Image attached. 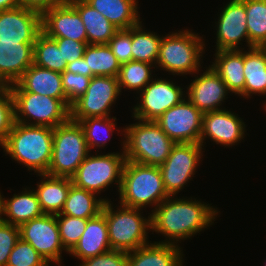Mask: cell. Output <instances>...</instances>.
<instances>
[{
    "mask_svg": "<svg viewBox=\"0 0 266 266\" xmlns=\"http://www.w3.org/2000/svg\"><path fill=\"white\" fill-rule=\"evenodd\" d=\"M220 210L196 198L168 196L150 214L151 230L165 236L157 243L178 245L214 223ZM178 243V244H177Z\"/></svg>",
    "mask_w": 266,
    "mask_h": 266,
    "instance_id": "cell-1",
    "label": "cell"
},
{
    "mask_svg": "<svg viewBox=\"0 0 266 266\" xmlns=\"http://www.w3.org/2000/svg\"><path fill=\"white\" fill-rule=\"evenodd\" d=\"M53 128L15 122L2 148L27 170L47 174L52 158Z\"/></svg>",
    "mask_w": 266,
    "mask_h": 266,
    "instance_id": "cell-2",
    "label": "cell"
},
{
    "mask_svg": "<svg viewBox=\"0 0 266 266\" xmlns=\"http://www.w3.org/2000/svg\"><path fill=\"white\" fill-rule=\"evenodd\" d=\"M168 196L159 166L125 161L119 204L138 209L152 206V212Z\"/></svg>",
    "mask_w": 266,
    "mask_h": 266,
    "instance_id": "cell-3",
    "label": "cell"
},
{
    "mask_svg": "<svg viewBox=\"0 0 266 266\" xmlns=\"http://www.w3.org/2000/svg\"><path fill=\"white\" fill-rule=\"evenodd\" d=\"M203 40L199 33L188 29L162 35L156 69L161 68L169 75L196 74L202 68L201 58L205 54L206 46Z\"/></svg>",
    "mask_w": 266,
    "mask_h": 266,
    "instance_id": "cell-4",
    "label": "cell"
},
{
    "mask_svg": "<svg viewBox=\"0 0 266 266\" xmlns=\"http://www.w3.org/2000/svg\"><path fill=\"white\" fill-rule=\"evenodd\" d=\"M126 125L121 130L126 161L160 166L176 144L155 121H142ZM122 132H124L122 134Z\"/></svg>",
    "mask_w": 266,
    "mask_h": 266,
    "instance_id": "cell-5",
    "label": "cell"
},
{
    "mask_svg": "<svg viewBox=\"0 0 266 266\" xmlns=\"http://www.w3.org/2000/svg\"><path fill=\"white\" fill-rule=\"evenodd\" d=\"M112 201L105 202L102 213L106 217L111 250L123 252L134 251L148 241L151 232V215L143 216V209L130 208L120 204L117 210Z\"/></svg>",
    "mask_w": 266,
    "mask_h": 266,
    "instance_id": "cell-6",
    "label": "cell"
},
{
    "mask_svg": "<svg viewBox=\"0 0 266 266\" xmlns=\"http://www.w3.org/2000/svg\"><path fill=\"white\" fill-rule=\"evenodd\" d=\"M89 153L81 125L69 118L53 128L52 158L47 174L71 178Z\"/></svg>",
    "mask_w": 266,
    "mask_h": 266,
    "instance_id": "cell-7",
    "label": "cell"
},
{
    "mask_svg": "<svg viewBox=\"0 0 266 266\" xmlns=\"http://www.w3.org/2000/svg\"><path fill=\"white\" fill-rule=\"evenodd\" d=\"M121 144V153L98 154V150H96L97 155H93L90 152L71 177L73 184L100 196L101 191H106L114 183L113 185H117V191L119 192L122 171L126 161L123 140Z\"/></svg>",
    "mask_w": 266,
    "mask_h": 266,
    "instance_id": "cell-8",
    "label": "cell"
},
{
    "mask_svg": "<svg viewBox=\"0 0 266 266\" xmlns=\"http://www.w3.org/2000/svg\"><path fill=\"white\" fill-rule=\"evenodd\" d=\"M12 95L15 122L55 128L70 118V106L66 99L32 92H12Z\"/></svg>",
    "mask_w": 266,
    "mask_h": 266,
    "instance_id": "cell-9",
    "label": "cell"
},
{
    "mask_svg": "<svg viewBox=\"0 0 266 266\" xmlns=\"http://www.w3.org/2000/svg\"><path fill=\"white\" fill-rule=\"evenodd\" d=\"M204 149L200 143H176L173 146L170 155L159 166L164 187L170 196H176L195 177Z\"/></svg>",
    "mask_w": 266,
    "mask_h": 266,
    "instance_id": "cell-10",
    "label": "cell"
},
{
    "mask_svg": "<svg viewBox=\"0 0 266 266\" xmlns=\"http://www.w3.org/2000/svg\"><path fill=\"white\" fill-rule=\"evenodd\" d=\"M120 95L117 77L93 76L86 92L71 104L70 119L79 122L90 117H109Z\"/></svg>",
    "mask_w": 266,
    "mask_h": 266,
    "instance_id": "cell-11",
    "label": "cell"
},
{
    "mask_svg": "<svg viewBox=\"0 0 266 266\" xmlns=\"http://www.w3.org/2000/svg\"><path fill=\"white\" fill-rule=\"evenodd\" d=\"M155 78L150 81L140 92L136 105L132 107L131 117L142 121H155L165 111L179 104L186 92L170 79Z\"/></svg>",
    "mask_w": 266,
    "mask_h": 266,
    "instance_id": "cell-12",
    "label": "cell"
},
{
    "mask_svg": "<svg viewBox=\"0 0 266 266\" xmlns=\"http://www.w3.org/2000/svg\"><path fill=\"white\" fill-rule=\"evenodd\" d=\"M19 229L20 238L29 243L49 265L53 262L61 266L62 253L66 250L61 241L56 215L43 214L22 224Z\"/></svg>",
    "mask_w": 266,
    "mask_h": 266,
    "instance_id": "cell-13",
    "label": "cell"
},
{
    "mask_svg": "<svg viewBox=\"0 0 266 266\" xmlns=\"http://www.w3.org/2000/svg\"><path fill=\"white\" fill-rule=\"evenodd\" d=\"M155 122L175 143H199L203 113L185 97L165 111Z\"/></svg>",
    "mask_w": 266,
    "mask_h": 266,
    "instance_id": "cell-14",
    "label": "cell"
},
{
    "mask_svg": "<svg viewBox=\"0 0 266 266\" xmlns=\"http://www.w3.org/2000/svg\"><path fill=\"white\" fill-rule=\"evenodd\" d=\"M215 22L216 50H244L242 42L249 49V33L246 23L245 0H230ZM245 40V41H243ZM239 45V46H238Z\"/></svg>",
    "mask_w": 266,
    "mask_h": 266,
    "instance_id": "cell-15",
    "label": "cell"
},
{
    "mask_svg": "<svg viewBox=\"0 0 266 266\" xmlns=\"http://www.w3.org/2000/svg\"><path fill=\"white\" fill-rule=\"evenodd\" d=\"M246 126L238 114L228 109L204 113L199 143L204 147L205 140L210 139L220 146L238 145L246 136Z\"/></svg>",
    "mask_w": 266,
    "mask_h": 266,
    "instance_id": "cell-16",
    "label": "cell"
},
{
    "mask_svg": "<svg viewBox=\"0 0 266 266\" xmlns=\"http://www.w3.org/2000/svg\"><path fill=\"white\" fill-rule=\"evenodd\" d=\"M204 68L205 72L194 74L195 79L185 86L187 99L203 114L225 109L221 106L230 94L226 84L211 66Z\"/></svg>",
    "mask_w": 266,
    "mask_h": 266,
    "instance_id": "cell-17",
    "label": "cell"
},
{
    "mask_svg": "<svg viewBox=\"0 0 266 266\" xmlns=\"http://www.w3.org/2000/svg\"><path fill=\"white\" fill-rule=\"evenodd\" d=\"M42 32L50 38L87 42L81 16L69 1L52 7L42 15Z\"/></svg>",
    "mask_w": 266,
    "mask_h": 266,
    "instance_id": "cell-18",
    "label": "cell"
},
{
    "mask_svg": "<svg viewBox=\"0 0 266 266\" xmlns=\"http://www.w3.org/2000/svg\"><path fill=\"white\" fill-rule=\"evenodd\" d=\"M42 15L22 6L0 11V41H36Z\"/></svg>",
    "mask_w": 266,
    "mask_h": 266,
    "instance_id": "cell-19",
    "label": "cell"
},
{
    "mask_svg": "<svg viewBox=\"0 0 266 266\" xmlns=\"http://www.w3.org/2000/svg\"><path fill=\"white\" fill-rule=\"evenodd\" d=\"M35 41H0V80L16 83L33 64Z\"/></svg>",
    "mask_w": 266,
    "mask_h": 266,
    "instance_id": "cell-20",
    "label": "cell"
},
{
    "mask_svg": "<svg viewBox=\"0 0 266 266\" xmlns=\"http://www.w3.org/2000/svg\"><path fill=\"white\" fill-rule=\"evenodd\" d=\"M11 92H32L57 99H66L62 88L61 73L32 64L14 84Z\"/></svg>",
    "mask_w": 266,
    "mask_h": 266,
    "instance_id": "cell-21",
    "label": "cell"
},
{
    "mask_svg": "<svg viewBox=\"0 0 266 266\" xmlns=\"http://www.w3.org/2000/svg\"><path fill=\"white\" fill-rule=\"evenodd\" d=\"M111 250L107 221L101 212L94 218L88 219L85 231L75 247L68 253L82 261L98 256Z\"/></svg>",
    "mask_w": 266,
    "mask_h": 266,
    "instance_id": "cell-22",
    "label": "cell"
},
{
    "mask_svg": "<svg viewBox=\"0 0 266 266\" xmlns=\"http://www.w3.org/2000/svg\"><path fill=\"white\" fill-rule=\"evenodd\" d=\"M210 65L221 77L230 93L244 98V50H218Z\"/></svg>",
    "mask_w": 266,
    "mask_h": 266,
    "instance_id": "cell-23",
    "label": "cell"
},
{
    "mask_svg": "<svg viewBox=\"0 0 266 266\" xmlns=\"http://www.w3.org/2000/svg\"><path fill=\"white\" fill-rule=\"evenodd\" d=\"M181 249L178 245L155 241L128 252V266H183Z\"/></svg>",
    "mask_w": 266,
    "mask_h": 266,
    "instance_id": "cell-24",
    "label": "cell"
},
{
    "mask_svg": "<svg viewBox=\"0 0 266 266\" xmlns=\"http://www.w3.org/2000/svg\"><path fill=\"white\" fill-rule=\"evenodd\" d=\"M40 183L37 182L35 190L40 207L44 214L57 215L61 213L68 197L70 186L73 184L69 177L38 174Z\"/></svg>",
    "mask_w": 266,
    "mask_h": 266,
    "instance_id": "cell-25",
    "label": "cell"
},
{
    "mask_svg": "<svg viewBox=\"0 0 266 266\" xmlns=\"http://www.w3.org/2000/svg\"><path fill=\"white\" fill-rule=\"evenodd\" d=\"M3 211L4 221L18 227L44 214L35 188H23L21 193L13 194L12 198L4 197Z\"/></svg>",
    "mask_w": 266,
    "mask_h": 266,
    "instance_id": "cell-26",
    "label": "cell"
},
{
    "mask_svg": "<svg viewBox=\"0 0 266 266\" xmlns=\"http://www.w3.org/2000/svg\"><path fill=\"white\" fill-rule=\"evenodd\" d=\"M118 29H129L141 21L137 0H84Z\"/></svg>",
    "mask_w": 266,
    "mask_h": 266,
    "instance_id": "cell-27",
    "label": "cell"
},
{
    "mask_svg": "<svg viewBox=\"0 0 266 266\" xmlns=\"http://www.w3.org/2000/svg\"><path fill=\"white\" fill-rule=\"evenodd\" d=\"M68 1L81 16L88 44H108L119 29L84 0Z\"/></svg>",
    "mask_w": 266,
    "mask_h": 266,
    "instance_id": "cell-28",
    "label": "cell"
},
{
    "mask_svg": "<svg viewBox=\"0 0 266 266\" xmlns=\"http://www.w3.org/2000/svg\"><path fill=\"white\" fill-rule=\"evenodd\" d=\"M244 99L254 94L266 95V49L253 47L244 50Z\"/></svg>",
    "mask_w": 266,
    "mask_h": 266,
    "instance_id": "cell-29",
    "label": "cell"
},
{
    "mask_svg": "<svg viewBox=\"0 0 266 266\" xmlns=\"http://www.w3.org/2000/svg\"><path fill=\"white\" fill-rule=\"evenodd\" d=\"M108 201H110L108 198H100L96 194L72 184L63 209L61 213L57 215L91 219L102 212L105 202Z\"/></svg>",
    "mask_w": 266,
    "mask_h": 266,
    "instance_id": "cell-30",
    "label": "cell"
},
{
    "mask_svg": "<svg viewBox=\"0 0 266 266\" xmlns=\"http://www.w3.org/2000/svg\"><path fill=\"white\" fill-rule=\"evenodd\" d=\"M87 71L93 76L118 77L121 64L107 44H88L84 55Z\"/></svg>",
    "mask_w": 266,
    "mask_h": 266,
    "instance_id": "cell-31",
    "label": "cell"
},
{
    "mask_svg": "<svg viewBox=\"0 0 266 266\" xmlns=\"http://www.w3.org/2000/svg\"><path fill=\"white\" fill-rule=\"evenodd\" d=\"M143 28L142 21L132 27V60L155 65L162 36Z\"/></svg>",
    "mask_w": 266,
    "mask_h": 266,
    "instance_id": "cell-32",
    "label": "cell"
},
{
    "mask_svg": "<svg viewBox=\"0 0 266 266\" xmlns=\"http://www.w3.org/2000/svg\"><path fill=\"white\" fill-rule=\"evenodd\" d=\"M33 64L60 73L67 69V62L63 59L57 42L44 32L37 36L34 43Z\"/></svg>",
    "mask_w": 266,
    "mask_h": 266,
    "instance_id": "cell-33",
    "label": "cell"
},
{
    "mask_svg": "<svg viewBox=\"0 0 266 266\" xmlns=\"http://www.w3.org/2000/svg\"><path fill=\"white\" fill-rule=\"evenodd\" d=\"M152 67L155 69L156 66L147 62L134 60L122 64L117 77L121 93L122 89H126L125 91L127 89L130 91L134 90L135 92L137 91L136 93H139L154 79Z\"/></svg>",
    "mask_w": 266,
    "mask_h": 266,
    "instance_id": "cell-34",
    "label": "cell"
},
{
    "mask_svg": "<svg viewBox=\"0 0 266 266\" xmlns=\"http://www.w3.org/2000/svg\"><path fill=\"white\" fill-rule=\"evenodd\" d=\"M249 49L266 45V0H245Z\"/></svg>",
    "mask_w": 266,
    "mask_h": 266,
    "instance_id": "cell-35",
    "label": "cell"
},
{
    "mask_svg": "<svg viewBox=\"0 0 266 266\" xmlns=\"http://www.w3.org/2000/svg\"><path fill=\"white\" fill-rule=\"evenodd\" d=\"M115 121H117L116 117L111 116L90 117L79 121V124L84 131L87 147L90 152H92L91 150H94L93 148H98V150L100 148L104 149L107 145V141L111 140L112 133L117 126ZM102 137L103 139H101Z\"/></svg>",
    "mask_w": 266,
    "mask_h": 266,
    "instance_id": "cell-36",
    "label": "cell"
},
{
    "mask_svg": "<svg viewBox=\"0 0 266 266\" xmlns=\"http://www.w3.org/2000/svg\"><path fill=\"white\" fill-rule=\"evenodd\" d=\"M88 219L67 215H56L59 234L66 253L68 254L78 243L85 231Z\"/></svg>",
    "mask_w": 266,
    "mask_h": 266,
    "instance_id": "cell-37",
    "label": "cell"
},
{
    "mask_svg": "<svg viewBox=\"0 0 266 266\" xmlns=\"http://www.w3.org/2000/svg\"><path fill=\"white\" fill-rule=\"evenodd\" d=\"M7 266H50L40 254L21 238L11 251Z\"/></svg>",
    "mask_w": 266,
    "mask_h": 266,
    "instance_id": "cell-38",
    "label": "cell"
},
{
    "mask_svg": "<svg viewBox=\"0 0 266 266\" xmlns=\"http://www.w3.org/2000/svg\"><path fill=\"white\" fill-rule=\"evenodd\" d=\"M15 123L14 99L9 86L0 88V146L2 147Z\"/></svg>",
    "mask_w": 266,
    "mask_h": 266,
    "instance_id": "cell-39",
    "label": "cell"
},
{
    "mask_svg": "<svg viewBox=\"0 0 266 266\" xmlns=\"http://www.w3.org/2000/svg\"><path fill=\"white\" fill-rule=\"evenodd\" d=\"M62 88L66 95V101L69 106L82 96L90 83L91 77H86L81 74H74L65 70L61 73Z\"/></svg>",
    "mask_w": 266,
    "mask_h": 266,
    "instance_id": "cell-40",
    "label": "cell"
},
{
    "mask_svg": "<svg viewBox=\"0 0 266 266\" xmlns=\"http://www.w3.org/2000/svg\"><path fill=\"white\" fill-rule=\"evenodd\" d=\"M131 43L132 27L119 29L107 44L121 65L132 60Z\"/></svg>",
    "mask_w": 266,
    "mask_h": 266,
    "instance_id": "cell-41",
    "label": "cell"
},
{
    "mask_svg": "<svg viewBox=\"0 0 266 266\" xmlns=\"http://www.w3.org/2000/svg\"><path fill=\"white\" fill-rule=\"evenodd\" d=\"M20 239V229L8 222L0 223V266H7L8 257Z\"/></svg>",
    "mask_w": 266,
    "mask_h": 266,
    "instance_id": "cell-42",
    "label": "cell"
},
{
    "mask_svg": "<svg viewBox=\"0 0 266 266\" xmlns=\"http://www.w3.org/2000/svg\"><path fill=\"white\" fill-rule=\"evenodd\" d=\"M81 262L79 266H128L127 253L118 250H109Z\"/></svg>",
    "mask_w": 266,
    "mask_h": 266,
    "instance_id": "cell-43",
    "label": "cell"
},
{
    "mask_svg": "<svg viewBox=\"0 0 266 266\" xmlns=\"http://www.w3.org/2000/svg\"><path fill=\"white\" fill-rule=\"evenodd\" d=\"M57 42L58 48L61 50L63 59L71 63L83 57L88 42H80L68 38H52Z\"/></svg>",
    "mask_w": 266,
    "mask_h": 266,
    "instance_id": "cell-44",
    "label": "cell"
},
{
    "mask_svg": "<svg viewBox=\"0 0 266 266\" xmlns=\"http://www.w3.org/2000/svg\"><path fill=\"white\" fill-rule=\"evenodd\" d=\"M68 0H21V6L43 15L52 7L64 3Z\"/></svg>",
    "mask_w": 266,
    "mask_h": 266,
    "instance_id": "cell-45",
    "label": "cell"
},
{
    "mask_svg": "<svg viewBox=\"0 0 266 266\" xmlns=\"http://www.w3.org/2000/svg\"><path fill=\"white\" fill-rule=\"evenodd\" d=\"M66 70L74 74H81L86 77H91V71H87L86 60L84 57L68 63Z\"/></svg>",
    "mask_w": 266,
    "mask_h": 266,
    "instance_id": "cell-46",
    "label": "cell"
},
{
    "mask_svg": "<svg viewBox=\"0 0 266 266\" xmlns=\"http://www.w3.org/2000/svg\"><path fill=\"white\" fill-rule=\"evenodd\" d=\"M21 6V0H0V11L10 10Z\"/></svg>",
    "mask_w": 266,
    "mask_h": 266,
    "instance_id": "cell-47",
    "label": "cell"
},
{
    "mask_svg": "<svg viewBox=\"0 0 266 266\" xmlns=\"http://www.w3.org/2000/svg\"><path fill=\"white\" fill-rule=\"evenodd\" d=\"M0 191V223L4 221V211H3V195Z\"/></svg>",
    "mask_w": 266,
    "mask_h": 266,
    "instance_id": "cell-48",
    "label": "cell"
},
{
    "mask_svg": "<svg viewBox=\"0 0 266 266\" xmlns=\"http://www.w3.org/2000/svg\"><path fill=\"white\" fill-rule=\"evenodd\" d=\"M6 85L3 82H0V88L5 87Z\"/></svg>",
    "mask_w": 266,
    "mask_h": 266,
    "instance_id": "cell-49",
    "label": "cell"
}]
</instances>
